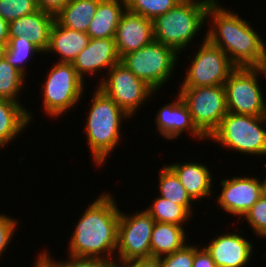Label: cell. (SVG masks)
<instances>
[{
	"label": "cell",
	"instance_id": "cell-1",
	"mask_svg": "<svg viewBox=\"0 0 266 267\" xmlns=\"http://www.w3.org/2000/svg\"><path fill=\"white\" fill-rule=\"evenodd\" d=\"M108 192L89 204L69 239L68 256L115 260L120 209Z\"/></svg>",
	"mask_w": 266,
	"mask_h": 267
},
{
	"label": "cell",
	"instance_id": "cell-2",
	"mask_svg": "<svg viewBox=\"0 0 266 267\" xmlns=\"http://www.w3.org/2000/svg\"><path fill=\"white\" fill-rule=\"evenodd\" d=\"M214 0L207 10L211 27L206 39L221 48L236 67H265L266 43L249 21Z\"/></svg>",
	"mask_w": 266,
	"mask_h": 267
},
{
	"label": "cell",
	"instance_id": "cell-3",
	"mask_svg": "<svg viewBox=\"0 0 266 267\" xmlns=\"http://www.w3.org/2000/svg\"><path fill=\"white\" fill-rule=\"evenodd\" d=\"M128 118L129 116L109 96L98 87L95 88L84 127L95 166L105 165L107 157L112 154L116 145H119L122 120Z\"/></svg>",
	"mask_w": 266,
	"mask_h": 267
},
{
	"label": "cell",
	"instance_id": "cell-4",
	"mask_svg": "<svg viewBox=\"0 0 266 267\" xmlns=\"http://www.w3.org/2000/svg\"><path fill=\"white\" fill-rule=\"evenodd\" d=\"M214 0L180 1L174 8L153 20L154 38L178 54L187 50L201 31L207 10ZM189 44V45H188Z\"/></svg>",
	"mask_w": 266,
	"mask_h": 267
},
{
	"label": "cell",
	"instance_id": "cell-5",
	"mask_svg": "<svg viewBox=\"0 0 266 267\" xmlns=\"http://www.w3.org/2000/svg\"><path fill=\"white\" fill-rule=\"evenodd\" d=\"M245 155H266V116L228 112L208 138Z\"/></svg>",
	"mask_w": 266,
	"mask_h": 267
},
{
	"label": "cell",
	"instance_id": "cell-6",
	"mask_svg": "<svg viewBox=\"0 0 266 267\" xmlns=\"http://www.w3.org/2000/svg\"><path fill=\"white\" fill-rule=\"evenodd\" d=\"M43 82V109L51 118L64 115L83 97L85 82L72 63L56 62Z\"/></svg>",
	"mask_w": 266,
	"mask_h": 267
},
{
	"label": "cell",
	"instance_id": "cell-7",
	"mask_svg": "<svg viewBox=\"0 0 266 267\" xmlns=\"http://www.w3.org/2000/svg\"><path fill=\"white\" fill-rule=\"evenodd\" d=\"M178 55L173 48L154 40L124 55L120 62L157 92L173 77Z\"/></svg>",
	"mask_w": 266,
	"mask_h": 267
},
{
	"label": "cell",
	"instance_id": "cell-8",
	"mask_svg": "<svg viewBox=\"0 0 266 267\" xmlns=\"http://www.w3.org/2000/svg\"><path fill=\"white\" fill-rule=\"evenodd\" d=\"M265 67H236L224 83L228 112L266 116V101L259 86ZM262 74V75H261Z\"/></svg>",
	"mask_w": 266,
	"mask_h": 267
},
{
	"label": "cell",
	"instance_id": "cell-9",
	"mask_svg": "<svg viewBox=\"0 0 266 267\" xmlns=\"http://www.w3.org/2000/svg\"><path fill=\"white\" fill-rule=\"evenodd\" d=\"M177 94L186 103L194 125L207 140L228 113L224 85L179 87Z\"/></svg>",
	"mask_w": 266,
	"mask_h": 267
},
{
	"label": "cell",
	"instance_id": "cell-10",
	"mask_svg": "<svg viewBox=\"0 0 266 267\" xmlns=\"http://www.w3.org/2000/svg\"><path fill=\"white\" fill-rule=\"evenodd\" d=\"M155 220L146 210L129 215L122 213L118 224V243L115 260L122 265L134 259H150V241ZM118 257V258H117Z\"/></svg>",
	"mask_w": 266,
	"mask_h": 267
},
{
	"label": "cell",
	"instance_id": "cell-11",
	"mask_svg": "<svg viewBox=\"0 0 266 267\" xmlns=\"http://www.w3.org/2000/svg\"><path fill=\"white\" fill-rule=\"evenodd\" d=\"M107 75L97 85L130 118L141 108L145 101L155 94L154 90L139 79L122 62L117 63L106 72ZM107 77V78H106Z\"/></svg>",
	"mask_w": 266,
	"mask_h": 267
},
{
	"label": "cell",
	"instance_id": "cell-12",
	"mask_svg": "<svg viewBox=\"0 0 266 267\" xmlns=\"http://www.w3.org/2000/svg\"><path fill=\"white\" fill-rule=\"evenodd\" d=\"M203 40L195 56L192 57V64L186 70L187 74L180 87L224 85L230 73L236 68L221 48L210 43L206 36Z\"/></svg>",
	"mask_w": 266,
	"mask_h": 267
},
{
	"label": "cell",
	"instance_id": "cell-13",
	"mask_svg": "<svg viewBox=\"0 0 266 267\" xmlns=\"http://www.w3.org/2000/svg\"><path fill=\"white\" fill-rule=\"evenodd\" d=\"M222 191L217 197V204L225 212L241 217L263 195L264 183L260 178L248 176H232L219 183Z\"/></svg>",
	"mask_w": 266,
	"mask_h": 267
},
{
	"label": "cell",
	"instance_id": "cell-14",
	"mask_svg": "<svg viewBox=\"0 0 266 267\" xmlns=\"http://www.w3.org/2000/svg\"><path fill=\"white\" fill-rule=\"evenodd\" d=\"M114 38H90L88 45L72 62L77 74L85 80V74L96 75L120 62ZM98 72V73H97ZM96 73V74H95Z\"/></svg>",
	"mask_w": 266,
	"mask_h": 267
},
{
	"label": "cell",
	"instance_id": "cell-15",
	"mask_svg": "<svg viewBox=\"0 0 266 267\" xmlns=\"http://www.w3.org/2000/svg\"><path fill=\"white\" fill-rule=\"evenodd\" d=\"M115 43L120 59L155 40L153 21L126 9L117 26Z\"/></svg>",
	"mask_w": 266,
	"mask_h": 267
},
{
	"label": "cell",
	"instance_id": "cell-16",
	"mask_svg": "<svg viewBox=\"0 0 266 267\" xmlns=\"http://www.w3.org/2000/svg\"><path fill=\"white\" fill-rule=\"evenodd\" d=\"M240 233L216 235L211 242L204 246L211 255L217 267H244L250 262L253 253V243Z\"/></svg>",
	"mask_w": 266,
	"mask_h": 267
},
{
	"label": "cell",
	"instance_id": "cell-17",
	"mask_svg": "<svg viewBox=\"0 0 266 267\" xmlns=\"http://www.w3.org/2000/svg\"><path fill=\"white\" fill-rule=\"evenodd\" d=\"M173 102L165 104L161 109L158 110L155 116V122L158 133L162 137L168 139H177L183 132H188L190 136L204 140L205 137L198 131L194 125L191 114L186 103L182 100L178 94Z\"/></svg>",
	"mask_w": 266,
	"mask_h": 267
},
{
	"label": "cell",
	"instance_id": "cell-18",
	"mask_svg": "<svg viewBox=\"0 0 266 267\" xmlns=\"http://www.w3.org/2000/svg\"><path fill=\"white\" fill-rule=\"evenodd\" d=\"M54 21L55 16L39 9L10 22L9 37L24 35L44 53L49 44V34Z\"/></svg>",
	"mask_w": 266,
	"mask_h": 267
},
{
	"label": "cell",
	"instance_id": "cell-19",
	"mask_svg": "<svg viewBox=\"0 0 266 267\" xmlns=\"http://www.w3.org/2000/svg\"><path fill=\"white\" fill-rule=\"evenodd\" d=\"M90 37L87 33L61 26L56 20L49 34V44L44 52L60 57L58 62L72 63L77 55L88 45Z\"/></svg>",
	"mask_w": 266,
	"mask_h": 267
},
{
	"label": "cell",
	"instance_id": "cell-20",
	"mask_svg": "<svg viewBox=\"0 0 266 267\" xmlns=\"http://www.w3.org/2000/svg\"><path fill=\"white\" fill-rule=\"evenodd\" d=\"M167 166L176 174L194 201L198 202L202 198L211 197L214 192L211 190L213 174L205 164L203 165V163L197 162H176Z\"/></svg>",
	"mask_w": 266,
	"mask_h": 267
},
{
	"label": "cell",
	"instance_id": "cell-21",
	"mask_svg": "<svg viewBox=\"0 0 266 267\" xmlns=\"http://www.w3.org/2000/svg\"><path fill=\"white\" fill-rule=\"evenodd\" d=\"M125 11V0H100L87 34L90 38H115L117 26Z\"/></svg>",
	"mask_w": 266,
	"mask_h": 267
},
{
	"label": "cell",
	"instance_id": "cell-22",
	"mask_svg": "<svg viewBox=\"0 0 266 267\" xmlns=\"http://www.w3.org/2000/svg\"><path fill=\"white\" fill-rule=\"evenodd\" d=\"M31 115L22 104L0 98V149L24 132Z\"/></svg>",
	"mask_w": 266,
	"mask_h": 267
},
{
	"label": "cell",
	"instance_id": "cell-23",
	"mask_svg": "<svg viewBox=\"0 0 266 267\" xmlns=\"http://www.w3.org/2000/svg\"><path fill=\"white\" fill-rule=\"evenodd\" d=\"M185 234L184 226L155 222L150 241L151 258L159 259L183 248L187 244Z\"/></svg>",
	"mask_w": 266,
	"mask_h": 267
},
{
	"label": "cell",
	"instance_id": "cell-24",
	"mask_svg": "<svg viewBox=\"0 0 266 267\" xmlns=\"http://www.w3.org/2000/svg\"><path fill=\"white\" fill-rule=\"evenodd\" d=\"M100 0H70L56 15L55 20L66 28L87 33Z\"/></svg>",
	"mask_w": 266,
	"mask_h": 267
},
{
	"label": "cell",
	"instance_id": "cell-25",
	"mask_svg": "<svg viewBox=\"0 0 266 267\" xmlns=\"http://www.w3.org/2000/svg\"><path fill=\"white\" fill-rule=\"evenodd\" d=\"M158 177L160 191L158 196L182 205L192 215V204L195 201L187 193L176 174L168 166L164 165Z\"/></svg>",
	"mask_w": 266,
	"mask_h": 267
},
{
	"label": "cell",
	"instance_id": "cell-26",
	"mask_svg": "<svg viewBox=\"0 0 266 267\" xmlns=\"http://www.w3.org/2000/svg\"><path fill=\"white\" fill-rule=\"evenodd\" d=\"M155 222L173 223L180 226L190 221L191 215L182 205L157 196L151 206L145 209Z\"/></svg>",
	"mask_w": 266,
	"mask_h": 267
},
{
	"label": "cell",
	"instance_id": "cell-27",
	"mask_svg": "<svg viewBox=\"0 0 266 267\" xmlns=\"http://www.w3.org/2000/svg\"><path fill=\"white\" fill-rule=\"evenodd\" d=\"M34 53L42 54L43 52L28 38L21 35L20 37H9L4 57L8 63L26 77L27 69L25 68V64L31 56L33 57Z\"/></svg>",
	"mask_w": 266,
	"mask_h": 267
},
{
	"label": "cell",
	"instance_id": "cell-28",
	"mask_svg": "<svg viewBox=\"0 0 266 267\" xmlns=\"http://www.w3.org/2000/svg\"><path fill=\"white\" fill-rule=\"evenodd\" d=\"M24 78L25 76L8 63L5 57L0 59V98L21 104L18 95L24 87Z\"/></svg>",
	"mask_w": 266,
	"mask_h": 267
},
{
	"label": "cell",
	"instance_id": "cell-29",
	"mask_svg": "<svg viewBox=\"0 0 266 267\" xmlns=\"http://www.w3.org/2000/svg\"><path fill=\"white\" fill-rule=\"evenodd\" d=\"M181 0H125L126 9L150 20L165 14Z\"/></svg>",
	"mask_w": 266,
	"mask_h": 267
},
{
	"label": "cell",
	"instance_id": "cell-30",
	"mask_svg": "<svg viewBox=\"0 0 266 267\" xmlns=\"http://www.w3.org/2000/svg\"><path fill=\"white\" fill-rule=\"evenodd\" d=\"M38 10L37 0H0V16L8 23Z\"/></svg>",
	"mask_w": 266,
	"mask_h": 267
},
{
	"label": "cell",
	"instance_id": "cell-31",
	"mask_svg": "<svg viewBox=\"0 0 266 267\" xmlns=\"http://www.w3.org/2000/svg\"><path fill=\"white\" fill-rule=\"evenodd\" d=\"M246 219L254 234L266 239V194L263 195L252 205V207L242 217Z\"/></svg>",
	"mask_w": 266,
	"mask_h": 267
},
{
	"label": "cell",
	"instance_id": "cell-32",
	"mask_svg": "<svg viewBox=\"0 0 266 267\" xmlns=\"http://www.w3.org/2000/svg\"><path fill=\"white\" fill-rule=\"evenodd\" d=\"M56 267H119L115 260L107 259H90V258H75L68 256L66 261H55L49 251H41ZM50 255V256H49Z\"/></svg>",
	"mask_w": 266,
	"mask_h": 267
},
{
	"label": "cell",
	"instance_id": "cell-33",
	"mask_svg": "<svg viewBox=\"0 0 266 267\" xmlns=\"http://www.w3.org/2000/svg\"><path fill=\"white\" fill-rule=\"evenodd\" d=\"M162 267H192L194 260V245L187 244L173 252L159 258Z\"/></svg>",
	"mask_w": 266,
	"mask_h": 267
},
{
	"label": "cell",
	"instance_id": "cell-34",
	"mask_svg": "<svg viewBox=\"0 0 266 267\" xmlns=\"http://www.w3.org/2000/svg\"><path fill=\"white\" fill-rule=\"evenodd\" d=\"M17 218L14 219L6 214H0V256L7 250L16 231Z\"/></svg>",
	"mask_w": 266,
	"mask_h": 267
},
{
	"label": "cell",
	"instance_id": "cell-35",
	"mask_svg": "<svg viewBox=\"0 0 266 267\" xmlns=\"http://www.w3.org/2000/svg\"><path fill=\"white\" fill-rule=\"evenodd\" d=\"M192 267H217L205 247L194 246V260Z\"/></svg>",
	"mask_w": 266,
	"mask_h": 267
},
{
	"label": "cell",
	"instance_id": "cell-36",
	"mask_svg": "<svg viewBox=\"0 0 266 267\" xmlns=\"http://www.w3.org/2000/svg\"><path fill=\"white\" fill-rule=\"evenodd\" d=\"M70 0H37L38 8L55 16Z\"/></svg>",
	"mask_w": 266,
	"mask_h": 267
},
{
	"label": "cell",
	"instance_id": "cell-37",
	"mask_svg": "<svg viewBox=\"0 0 266 267\" xmlns=\"http://www.w3.org/2000/svg\"><path fill=\"white\" fill-rule=\"evenodd\" d=\"M119 267H162L160 259L150 258V259H134L128 261Z\"/></svg>",
	"mask_w": 266,
	"mask_h": 267
},
{
	"label": "cell",
	"instance_id": "cell-38",
	"mask_svg": "<svg viewBox=\"0 0 266 267\" xmlns=\"http://www.w3.org/2000/svg\"><path fill=\"white\" fill-rule=\"evenodd\" d=\"M9 42V23L0 16V43L5 44Z\"/></svg>",
	"mask_w": 266,
	"mask_h": 267
},
{
	"label": "cell",
	"instance_id": "cell-39",
	"mask_svg": "<svg viewBox=\"0 0 266 267\" xmlns=\"http://www.w3.org/2000/svg\"><path fill=\"white\" fill-rule=\"evenodd\" d=\"M38 255L34 267H56L42 252Z\"/></svg>",
	"mask_w": 266,
	"mask_h": 267
},
{
	"label": "cell",
	"instance_id": "cell-40",
	"mask_svg": "<svg viewBox=\"0 0 266 267\" xmlns=\"http://www.w3.org/2000/svg\"><path fill=\"white\" fill-rule=\"evenodd\" d=\"M5 49H6V45L0 43V59H2L4 57Z\"/></svg>",
	"mask_w": 266,
	"mask_h": 267
},
{
	"label": "cell",
	"instance_id": "cell-41",
	"mask_svg": "<svg viewBox=\"0 0 266 267\" xmlns=\"http://www.w3.org/2000/svg\"><path fill=\"white\" fill-rule=\"evenodd\" d=\"M263 183H264V193L266 194V177L264 178Z\"/></svg>",
	"mask_w": 266,
	"mask_h": 267
}]
</instances>
